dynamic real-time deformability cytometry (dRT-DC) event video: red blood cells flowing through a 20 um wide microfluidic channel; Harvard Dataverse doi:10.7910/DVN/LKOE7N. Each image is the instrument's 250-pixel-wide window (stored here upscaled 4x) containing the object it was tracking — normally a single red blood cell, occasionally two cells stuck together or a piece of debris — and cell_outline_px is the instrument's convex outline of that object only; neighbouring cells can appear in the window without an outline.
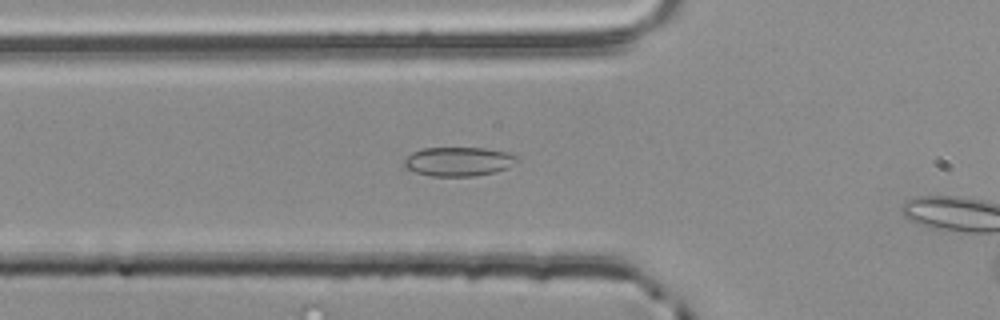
{"species": "common noctule bat (a hibernating species)", "species_latin": "Nyctalus noctula", "temperature_condition": "room temperature", "stored_images_in_passage": 36, "camera_frame_rate_fps": 3000, "um_per_image_px": 0.085, "animal": {"sex": "male", "body_mass_g": 20.4}, "frame": {"image": 1, "passage_image": 11, "time_ms": 3.333, "image_size_px": [1000, 320], "cell_outline_px": [[520, 160], [508, 168], [496, 172], [472, 176], [432, 176], [416, 172], [404, 168], [404, 160], [412, 152], [424, 148], [484, 148], [504, 152], [516, 156]], "centroid_in_image_um": [38.97, 13.73], "position_along_channel_um": 86.8, "area_um2": 19.07}}
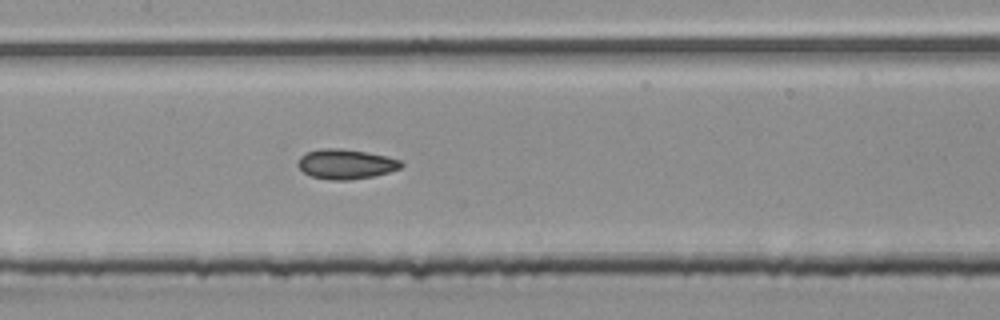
{"frame": {"image": 2, "passage_image": 18, "time_ms": 5.667, "image_size_px": [1000, 320], "cell_outline_px": [[404, 164], [400, 168], [388, 172], [372, 176], [348, 180], [332, 180], [312, 176], [304, 172], [296, 164], [300, 156], [308, 152], [320, 148], [340, 148], [368, 152], [388, 156], [400, 160]], "centroid_in_image_um": [29.4, 13.93], "position_along_channel_um": 178.0, "area_um2": 17.92}}
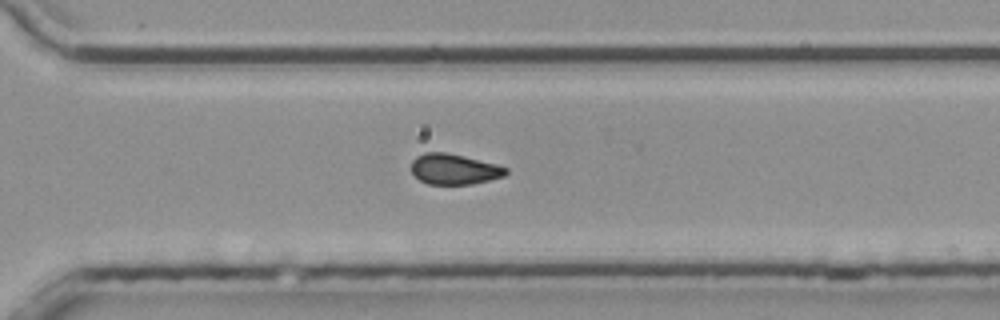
{"frame": {"image": 3, "passage_image": 30, "time_ms": 9.667, "image_size_px": [1000, 320], "cell_outline_px": [[508, 172], [504, 176], [472, 184], [428, 184], [420, 180], [412, 172], [412, 160], [416, 156], [424, 152], [444, 152], [464, 156], [496, 164], [508, 168]], "centroid_in_image_um": [38.6, 14.37], "position_along_channel_um": 332.0, "area_um2": 16.76}}